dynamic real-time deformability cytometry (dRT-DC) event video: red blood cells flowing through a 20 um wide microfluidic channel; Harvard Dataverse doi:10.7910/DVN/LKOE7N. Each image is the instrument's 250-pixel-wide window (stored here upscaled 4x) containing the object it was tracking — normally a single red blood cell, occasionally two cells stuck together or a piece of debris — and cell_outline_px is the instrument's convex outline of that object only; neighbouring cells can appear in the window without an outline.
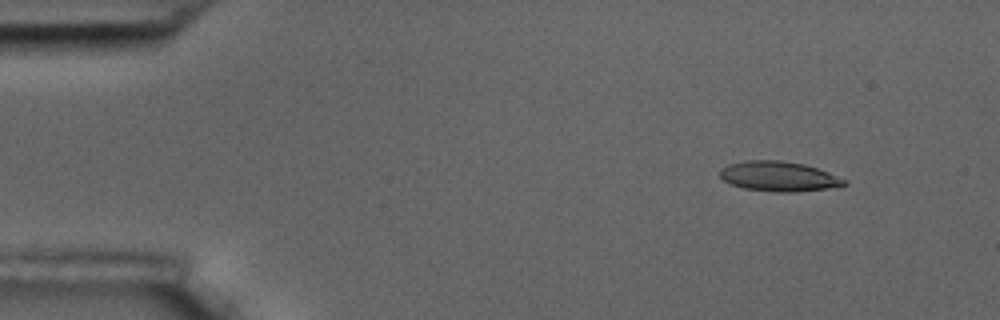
{"species": "common noctule bat (a hibernating species)", "species_latin": "Nyctalus noctula", "temperature_condition": "room temperature", "stored_images_in_passage": 4, "camera_frame_rate_fps": 3000, "um_per_image_px": 0.085, "animal": {"sex": "male", "body_mass_g": 17.5, "forearm_length_mm": 52.3}, "frame": {"image": 1, "passage_image": 2, "time_ms": 1.333, "image_size_px": [1000, 320], "cell_outline_px": [[848, 184], [828, 188], [792, 192], [776, 192], [744, 188], [732, 184], [724, 180], [720, 176], [720, 168], [728, 164], [744, 160], [780, 160], [804, 164], [828, 172], [848, 180]], "centroid_in_image_um": [66.19, 14.98], "position_along_channel_um": 18.8, "area_um2": 21.62}}